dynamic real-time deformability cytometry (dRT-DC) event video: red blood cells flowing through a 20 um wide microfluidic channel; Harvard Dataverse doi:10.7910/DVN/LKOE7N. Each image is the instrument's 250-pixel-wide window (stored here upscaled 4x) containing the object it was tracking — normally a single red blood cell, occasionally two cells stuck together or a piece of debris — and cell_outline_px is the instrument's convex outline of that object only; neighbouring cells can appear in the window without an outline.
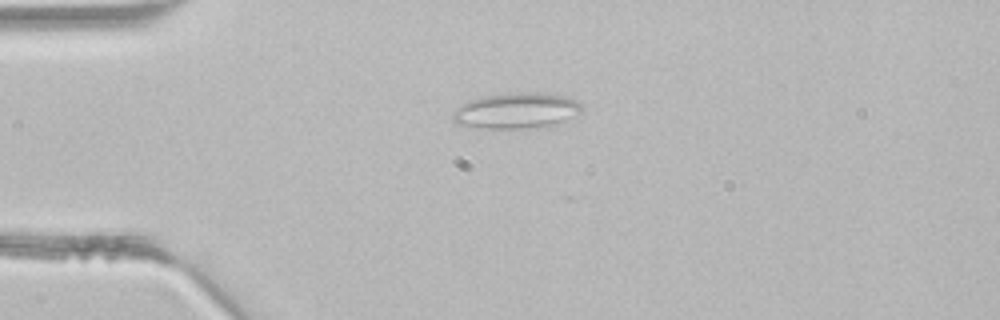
{"species": "common noctule bat (a hibernating species)", "species_latin": "Nyctalus noctula", "temperature_condition": "room temperature", "stored_images_in_passage": 4, "camera_frame_rate_fps": 3000, "um_per_image_px": 0.085, "animal": {"sex": "male", "body_mass_g": 21.5, "forearm_length_mm": 52.0}, "frame": {"image": 1, "passage_image": 2, "time_ms": 0.333, "image_size_px": [1000, 320], "cell_outline_px": [[584, 108], [580, 112], [548, 128], [476, 128], [456, 124], [452, 120], [452, 112], [456, 108], [468, 100], [484, 96], [520, 92], [540, 92], [564, 96], [580, 104]], "centroid_in_image_um": [43.85, 9.42], "position_along_channel_um": 41.2, "area_um2": 27.05}}